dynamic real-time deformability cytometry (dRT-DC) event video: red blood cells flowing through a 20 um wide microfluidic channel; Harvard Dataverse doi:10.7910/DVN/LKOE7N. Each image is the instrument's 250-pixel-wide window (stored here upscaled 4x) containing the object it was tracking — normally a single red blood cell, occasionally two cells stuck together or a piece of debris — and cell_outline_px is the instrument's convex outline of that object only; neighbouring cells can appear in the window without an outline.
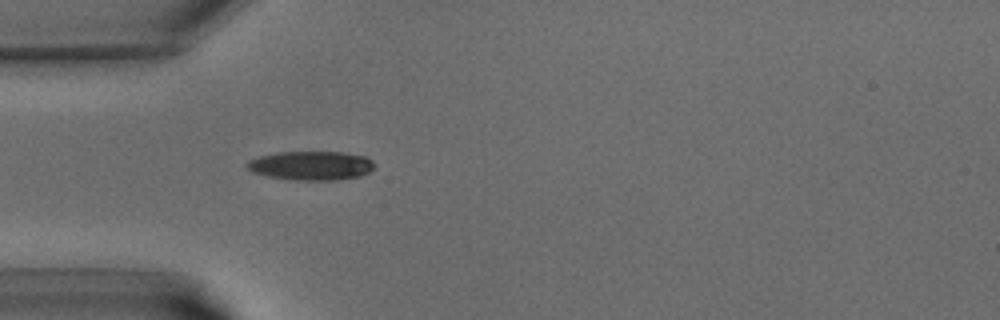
{"species": "common noctule bat (a hibernating species)", "species_latin": "Nyctalus noctula", "temperature_condition": "warm", "stored_images_in_passage": 23, "camera_frame_rate_fps": 3000, "um_per_image_px": 0.085, "animal": {"sex": "male", "body_mass_g": 15.6}, "frame": {"image": 1, "passage_image": 1, "time_ms": 0.0, "image_size_px": [1000, 320], "cell_outline_px": [[376, 164], [368, 172], [360, 176], [336, 180], [292, 180], [268, 176], [252, 172], [244, 168], [244, 164], [248, 160], [260, 156], [276, 152], [340, 152], [368, 156]], "centroid_in_image_um": [26.41, 14.07], "position_along_channel_um": 58.6, "area_um2": 21.79}}
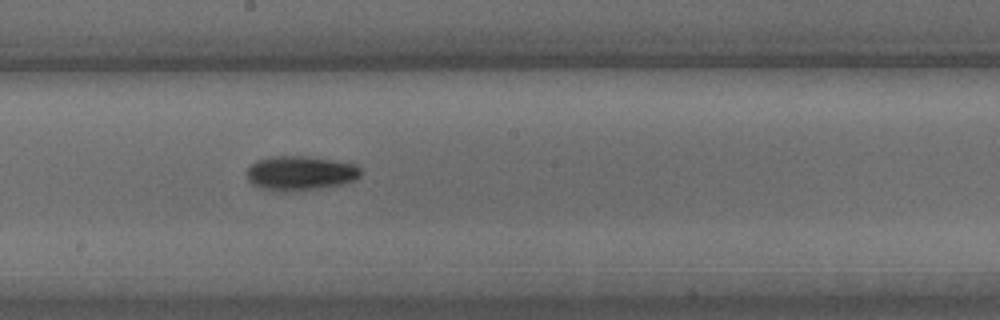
{"frame": {"image": 2, "passage_image": 11, "time_ms": 3.333, "image_size_px": [1000, 320], "cell_outline_px": [[360, 176], [356, 180], [344, 184], [288, 192], [260, 188], [252, 184], [248, 180], [244, 172], [256, 160], [272, 156], [308, 156], [356, 164], [360, 168]], "centroid_in_image_um": [25.5, 14.71], "position_along_channel_um": 222.7, "area_um2": 23.0}}
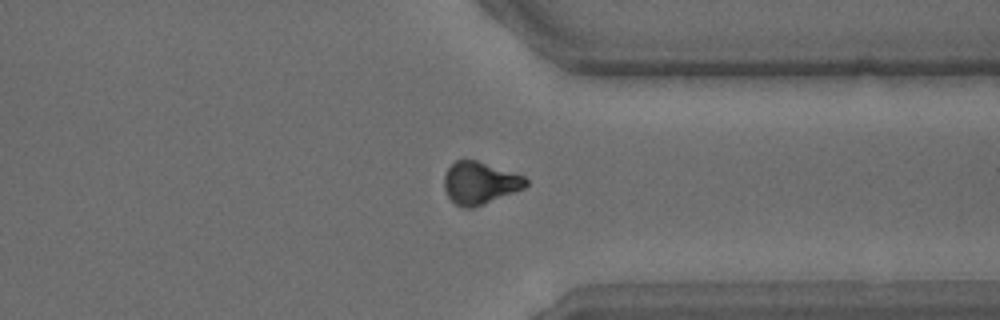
{"frame": {"image": 3, "passage_image": 20, "time_ms": 6.333, "image_size_px": [1000, 320], "cell_outline_px": [[528, 184], [524, 188], [472, 208], [464, 208], [456, 204], [448, 196], [444, 188], [444, 176], [448, 168], [456, 160], [476, 160], [524, 176], [528, 180]], "centroid_in_image_um": [40.77, 15.55], "position_along_channel_um": 370.6, "area_um2": 19.83}}